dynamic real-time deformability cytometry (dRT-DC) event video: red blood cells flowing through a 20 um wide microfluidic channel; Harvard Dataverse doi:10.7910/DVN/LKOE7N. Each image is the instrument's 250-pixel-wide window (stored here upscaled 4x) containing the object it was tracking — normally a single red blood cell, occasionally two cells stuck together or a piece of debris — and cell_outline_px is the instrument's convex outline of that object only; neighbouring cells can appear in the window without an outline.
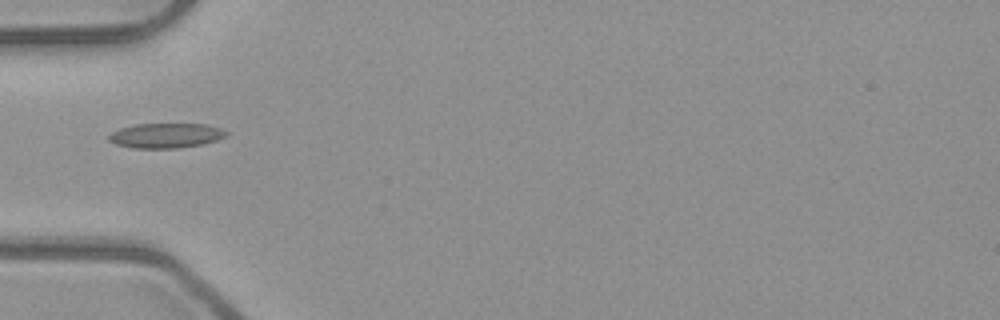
{"species": "common noctule bat (a hibernating species)", "species_latin": "Nyctalus noctula", "temperature_condition": "room temperature", "stored_images_in_passage": 3, "camera_frame_rate_fps": 3000, "um_per_image_px": 0.085, "animal": {"sex": "male", "body_mass_g": 23.1, "forearm_length_mm": 52.7}, "frame": {"image": 1, "passage_image": 1, "time_ms": 0.0, "image_size_px": [1000, 320], "cell_outline_px": [[228, 136], [216, 140], [200, 144], [176, 148], [132, 148], [116, 144], [108, 140], [108, 136], [112, 132], [120, 128], [136, 124], [204, 124], [220, 128], [228, 132]], "centroid_in_image_um": [14.08, 11.52], "position_along_channel_um": 70.9, "area_um2": 16.88}}